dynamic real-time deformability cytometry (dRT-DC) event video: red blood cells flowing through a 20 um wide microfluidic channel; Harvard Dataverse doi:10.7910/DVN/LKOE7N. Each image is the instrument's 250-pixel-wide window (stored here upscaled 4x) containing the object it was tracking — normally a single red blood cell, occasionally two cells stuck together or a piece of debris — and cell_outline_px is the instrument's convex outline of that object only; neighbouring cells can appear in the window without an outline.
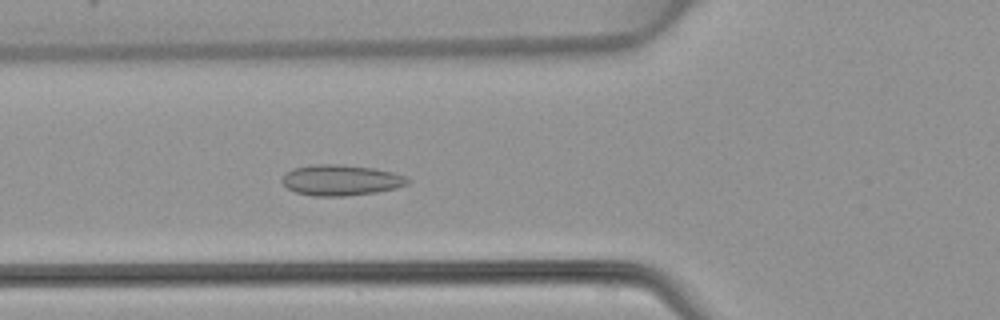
{"species": "common noctule bat (a hibernating species)", "species_latin": "Nyctalus noctula", "temperature_condition": "warm", "stored_images_in_passage": 31, "camera_frame_rate_fps": 3000, "um_per_image_px": 0.085, "animal": {"sex": "female", "body_mass_g": 22.7, "forearm_length_mm": 54.2}, "frame": {"image": 1, "passage_image": 10, "time_ms": 3.0, "image_size_px": [1000, 320], "cell_outline_px": [[412, 180], [408, 184], [396, 188], [376, 192], [344, 196], [312, 196], [296, 192], [288, 188], [280, 180], [292, 168], [312, 164], [344, 164], [376, 168], [408, 176]], "centroid_in_image_um": [29.02, 15.3], "position_along_channel_um": 96.8, "area_um2": 22.77}}
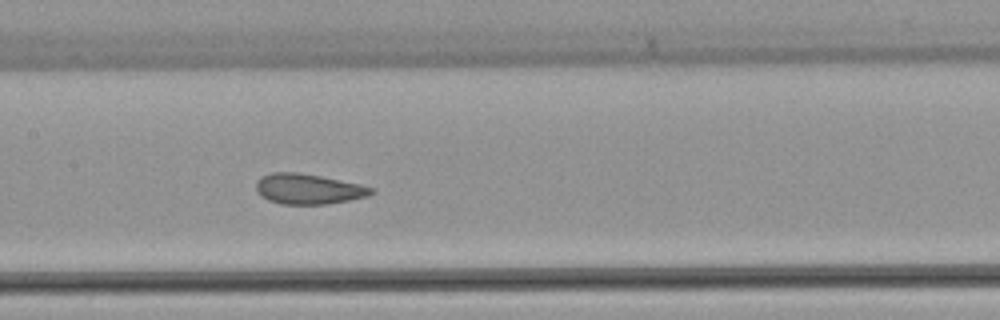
{"frame": {"image": 2, "passage_image": 16, "time_ms": 5.0, "image_size_px": [1000, 320], "cell_outline_px": [[376, 192], [368, 196], [348, 200], [324, 204], [280, 204], [268, 200], [260, 196], [256, 192], [256, 180], [260, 176], [272, 172], [296, 172], [320, 176], [360, 184], [376, 188]], "centroid_in_image_um": [26.18, 16.06], "position_along_channel_um": 181.2, "area_um2": 20.52}}
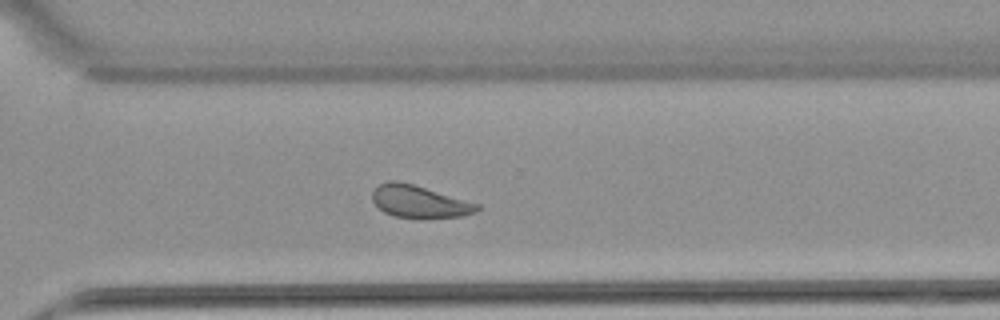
{"frame": {"image": 3, "passage_image": 27, "time_ms": 8.667, "image_size_px": [1000, 320], "cell_outline_px": [[480, 208], [464, 216], [424, 220], [420, 220], [396, 216], [384, 212], [372, 200], [372, 192], [380, 184], [388, 180], [396, 180], [412, 184], [480, 204]], "centroid_in_image_um": [35.65, 17.17], "position_along_channel_um": 335.0, "area_um2": 19.94}}